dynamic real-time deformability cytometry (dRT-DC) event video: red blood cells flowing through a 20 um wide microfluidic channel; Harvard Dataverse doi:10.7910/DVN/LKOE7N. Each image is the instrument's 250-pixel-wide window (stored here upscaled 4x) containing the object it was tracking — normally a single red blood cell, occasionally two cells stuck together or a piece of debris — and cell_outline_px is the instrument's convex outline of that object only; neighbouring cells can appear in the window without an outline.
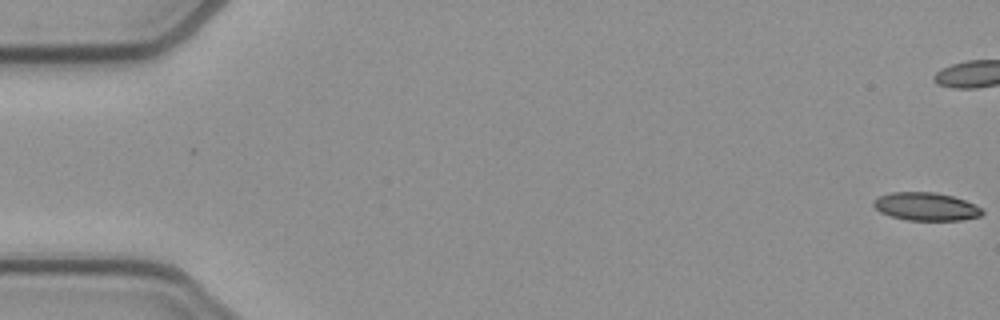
{"species": "common noctule bat (a hibernating species)", "species_latin": "Nyctalus noctula", "temperature_condition": "cold", "stored_images_in_passage": 54, "camera_frame_rate_fps": 3000, "um_per_image_px": 0.085, "animal": {"sex": "female", "body_mass_g": 21.9}, "frame": {"image": 1, "passage_image": 1, "time_ms": 0.0, "image_size_px": [1000, 320], "cell_outline_px": [[984, 212], [980, 216], [964, 220], [908, 220], [892, 216], [880, 212], [872, 204], [872, 200], [880, 196], [892, 192], [936, 192], [952, 196], [964, 200], [980, 208]], "centroid_in_image_um": [78.69, 17.55], "position_along_channel_um": 6.3, "area_um2": 17.63}}
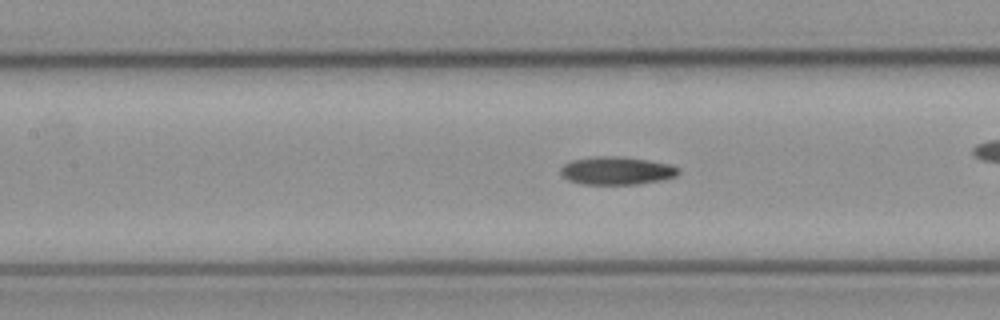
{"frame": {"image": 2, "passage_image": 24, "time_ms": 7.667, "image_size_px": [1000, 320], "cell_outline_px": [[680, 172], [676, 176], [660, 180], [636, 184], [580, 184], [568, 180], [560, 172], [560, 168], [564, 164], [572, 160], [592, 156], [624, 156], [672, 164], [680, 168]], "centroid_in_image_um": [52.43, 14.49], "position_along_channel_um": 155.0, "area_um2": 19.42}}
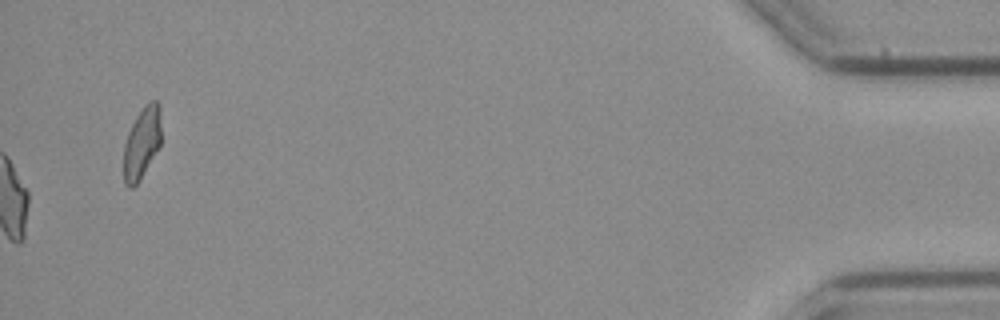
{"frame": {"image": 3, "passage_image": 54, "time_ms": 17.667, "image_size_px": [1000, 320], "cell_outline_px": [[160, 148], [140, 180], [132, 188], [128, 188], [124, 184], [124, 144], [128, 132], [136, 116], [144, 104], [152, 100], [156, 100], [160, 104]], "centroid_in_image_um": [12.06, 12.15], "position_along_channel_um": 423.1, "area_um2": 15.9}}